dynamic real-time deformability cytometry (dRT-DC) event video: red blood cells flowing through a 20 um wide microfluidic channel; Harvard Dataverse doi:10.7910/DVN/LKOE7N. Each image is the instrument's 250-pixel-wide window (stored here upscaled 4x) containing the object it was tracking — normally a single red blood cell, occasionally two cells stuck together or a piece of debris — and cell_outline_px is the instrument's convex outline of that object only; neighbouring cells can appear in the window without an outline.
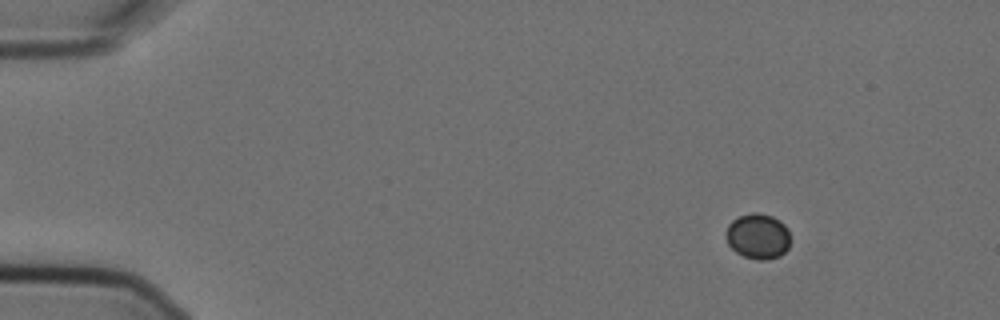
{"species": "Egyptian fruit bat (a non-hibernating species)", "species_latin": "Rousettus aegyptiacus", "temperature_condition": "cold", "stored_images_in_passage": 4, "camera_frame_rate_fps": 3000, "um_per_image_px": 0.085, "animal": {"sex": "female"}, "frame": {"image": 1, "passage_image": 2, "time_ms": 0.333, "image_size_px": [1000, 320], "cell_outline_px": [[788, 248], [780, 256], [768, 260], [756, 260], [744, 256], [736, 252], [728, 244], [724, 232], [728, 224], [732, 220], [740, 216], [752, 212], [756, 212], [772, 216], [780, 220], [788, 228]], "centroid_in_image_um": [64.4, 20.08], "position_along_channel_um": 20.6, "area_um2": 17.17}}